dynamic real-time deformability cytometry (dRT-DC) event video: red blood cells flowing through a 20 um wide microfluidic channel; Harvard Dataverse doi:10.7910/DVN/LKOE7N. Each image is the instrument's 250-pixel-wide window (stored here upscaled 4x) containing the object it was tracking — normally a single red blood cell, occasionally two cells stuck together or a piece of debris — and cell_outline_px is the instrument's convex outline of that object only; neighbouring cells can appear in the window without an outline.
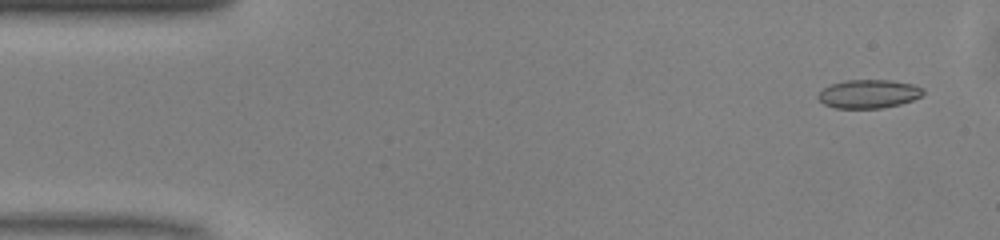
{"species": "common noctule bat (a hibernating species)", "species_latin": "Nyctalus noctula", "temperature_condition": "warm", "stored_images_in_passage": 50, "camera_frame_rate_fps": 3000, "um_per_image_px": 0.085, "animal": {"sex": "male", "body_mass_g": 13.0, "forearm_length_mm": 53.1}, "frame": {"image": 1, "passage_image": 3, "time_ms": 0.667, "image_size_px": [1000, 240], "cell_outline_px": [[924, 92], [920, 96], [912, 100], [900, 104], [884, 108], [836, 108], [824, 104], [816, 96], [824, 88], [832, 84], [844, 80], [892, 80], [912, 84], [924, 88]], "centroid_in_image_um": [73.84, 7.98], "position_along_channel_um": 11.2, "area_um2": 17.46}}
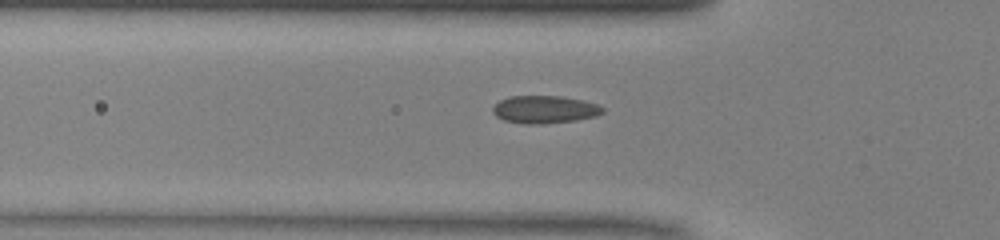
{"frame": {"image": 2, "passage_image": 16, "time_ms": 5.0, "image_size_px": [1000, 240], "cell_outline_px": [[604, 112], [596, 116], [576, 120], [540, 124], [524, 124], [504, 120], [496, 116], [492, 112], [492, 108], [500, 100], [508, 96], [560, 96], [580, 100], [596, 104], [604, 108]], "centroid_in_image_um": [46.26, 9.31], "position_along_channel_um": 79.5, "area_um2": 17.63}}
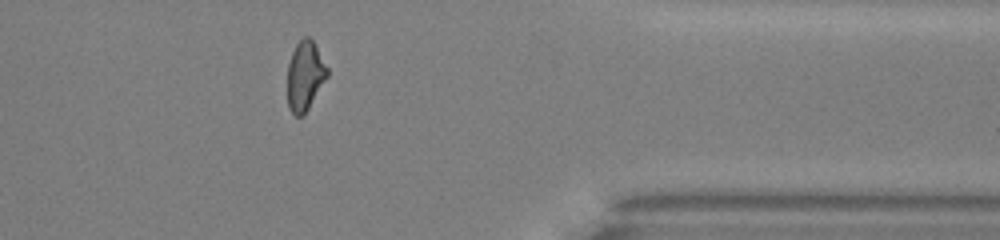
{"frame": {"image": 3, "passage_image": 40, "time_ms": 13.0, "image_size_px": [1000, 240], "cell_outline_px": [[328, 76], [304, 116], [296, 116], [288, 108], [288, 64], [292, 52], [296, 44], [304, 36], [308, 36], [312, 40], [328, 68]], "centroid_in_image_um": [25.92, 6.46], "position_along_channel_um": 385.5, "area_um2": 16.07}, "authors_computed_cell_mechanics": {"area_um2": 16.8776, "velocity_mm_per_s": 4.0992, "shape_relaxation_time_tau1_ms": 7.9361, "shape_relaxation_time_tau2_ms": 1.1033, "deformation_change_tau1": 0.1336, "deformation_change_tau2": 0.0569}}